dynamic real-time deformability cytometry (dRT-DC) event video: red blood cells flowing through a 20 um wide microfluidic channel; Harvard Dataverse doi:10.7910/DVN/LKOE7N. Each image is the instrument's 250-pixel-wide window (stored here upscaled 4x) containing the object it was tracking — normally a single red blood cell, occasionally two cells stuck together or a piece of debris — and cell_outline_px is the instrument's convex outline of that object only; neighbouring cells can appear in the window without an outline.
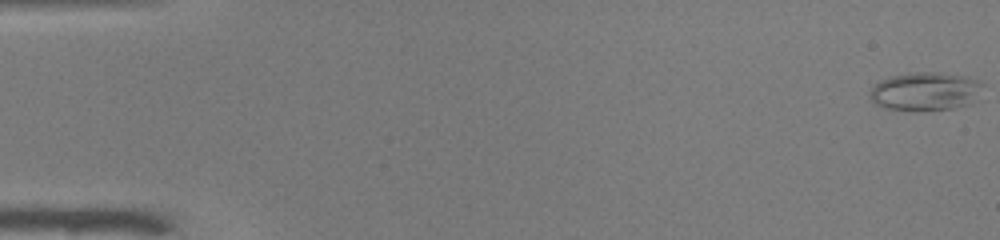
{"species": "common noctule bat (a hibernating species)", "species_latin": "Nyctalus noctula", "temperature_condition": "warm", "stored_images_in_passage": 52, "camera_frame_rate_fps": 3000, "um_per_image_px": 0.085, "animal": {"sex": "male", "body_mass_g": 19.0, "forearm_length_mm": 50.8}, "frame": {"image": 1, "passage_image": 1, "time_ms": 0.0, "image_size_px": [1000, 240], "cell_outline_px": [[980, 84], [972, 104], [952, 108], [912, 112], [884, 108], [876, 104], [868, 96], [872, 88], [880, 80], [888, 76], [912, 72], [940, 72], [968, 76], [980, 80]], "centroid_in_image_um": [78.59, 7.77], "position_along_channel_um": 6.4, "area_um2": 25.55}}
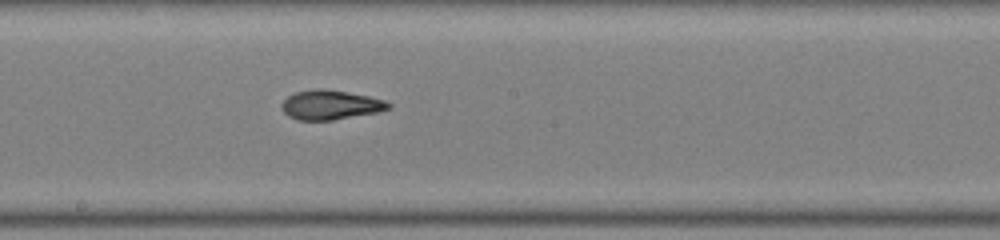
{"frame": {"image": 2, "passage_image": 29, "time_ms": 9.333, "image_size_px": [1000, 240], "cell_outline_px": [[392, 108], [380, 112], [332, 120], [296, 120], [288, 116], [284, 112], [280, 104], [288, 96], [296, 92], [316, 88], [324, 88], [348, 92], [368, 96], [384, 100], [392, 104]], "centroid_in_image_um": [28.11, 8.92], "position_along_channel_um": 220.1, "area_um2": 18.5}}
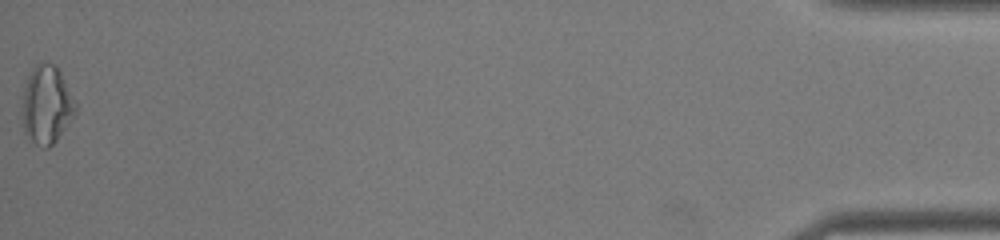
{"frame": {"image": 3, "passage_image": 52, "time_ms": 17.0, "image_size_px": [1000, 240], "cell_outline_px": [[76, 112], [68, 124], [56, 140], [48, 148], [44, 148], [36, 144], [24, 132], [20, 112], [24, 88], [28, 76], [32, 68], [36, 64], [56, 64], [76, 104]], "centroid_in_image_um": [3.92, 8.92], "position_along_channel_um": 431.3, "area_um2": 24.16}, "authors_computed_cell_mechanics": {"area_um2": 19.1029, "velocity_mm_per_s": 3.9867, "shape_relaxation_time_tau1_ms": null, "shape_relaxation_time_tau2_ms": 2.7405, "deformation_change_tau1": null, "deformation_change_tau2": 0.1098}}